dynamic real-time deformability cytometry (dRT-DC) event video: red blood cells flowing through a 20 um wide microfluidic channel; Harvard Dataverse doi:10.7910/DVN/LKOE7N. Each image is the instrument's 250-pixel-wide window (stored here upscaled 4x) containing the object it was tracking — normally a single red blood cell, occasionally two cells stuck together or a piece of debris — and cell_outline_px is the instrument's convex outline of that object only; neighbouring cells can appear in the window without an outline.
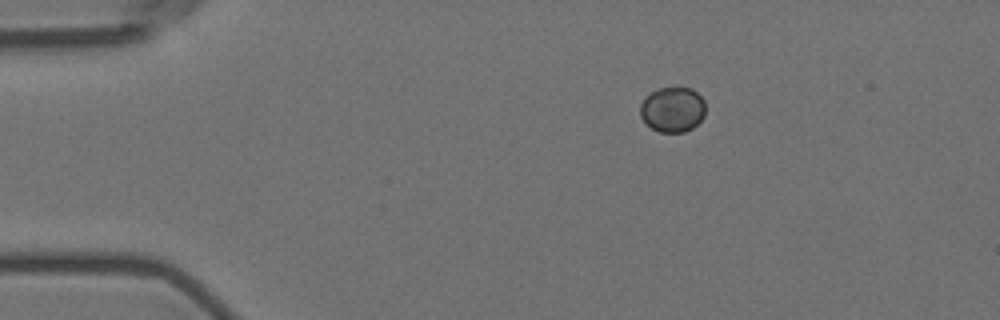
{"species": "Egyptian fruit bat (a non-hibernating species)", "species_latin": "Rousettus aegyptiacus", "temperature_condition": "room temperature", "stored_images_in_passage": 3, "camera_frame_rate_fps": 3000, "um_per_image_px": 0.085, "animal": {"sex": "female"}, "frame": {"image": 1, "passage_image": 1, "time_ms": 0.0, "image_size_px": [1000, 320], "cell_outline_px": [[704, 116], [692, 128], [684, 132], [660, 132], [652, 128], [640, 116], [640, 104], [656, 88], [676, 84], [692, 88], [704, 100]], "centroid_in_image_um": [57.18, 9.25], "position_along_channel_um": 27.8, "area_um2": 17.46}}